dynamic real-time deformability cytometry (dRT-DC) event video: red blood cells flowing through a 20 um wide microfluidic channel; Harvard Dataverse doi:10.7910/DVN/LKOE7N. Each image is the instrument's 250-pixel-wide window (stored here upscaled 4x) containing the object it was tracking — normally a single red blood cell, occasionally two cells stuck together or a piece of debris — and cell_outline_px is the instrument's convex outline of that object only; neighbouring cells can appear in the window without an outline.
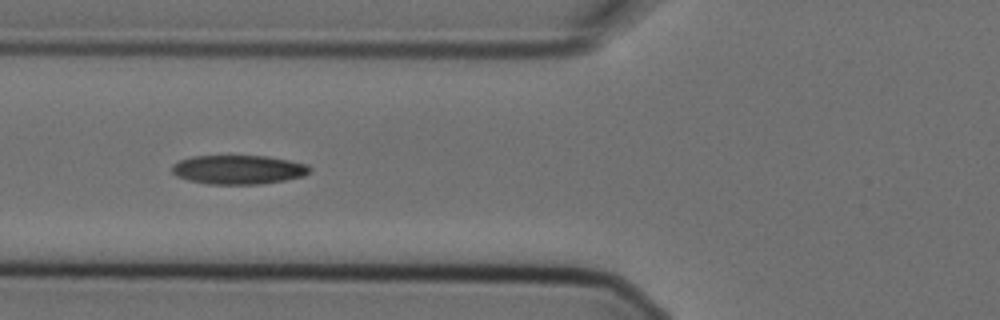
{"species": "Egyptian fruit bat (a non-hibernating species)", "species_latin": "Rousettus aegyptiacus", "temperature_condition": "cold", "stored_images_in_passage": 10, "camera_frame_rate_fps": 3000, "um_per_image_px": 0.085, "animal": {"sex": "female"}, "frame": {"image": 1, "passage_image": 5, "time_ms": 1.333, "image_size_px": [1000, 320], "cell_outline_px": [[312, 168], [304, 176], [284, 180], [260, 184], [208, 184], [188, 180], [176, 176], [172, 172], [172, 164], [180, 160], [192, 156], [268, 156], [308, 164]], "centroid_in_image_um": [20.26, 14.42], "position_along_channel_um": 105.5, "area_um2": 23.35}}
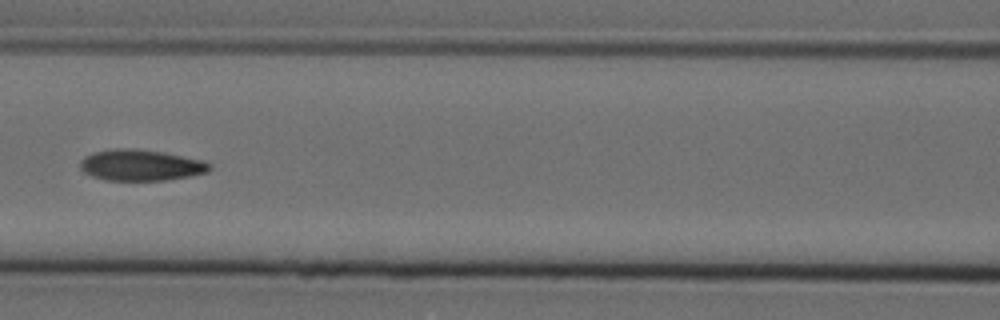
{"frame": {"image": 2, "passage_image": 6, "time_ms": 1.667, "image_size_px": [1000, 320], "cell_outline_px": [[212, 168], [208, 172], [188, 176], [164, 180], [104, 180], [92, 176], [84, 172], [80, 168], [80, 160], [84, 156], [92, 152], [116, 148], [136, 148], [164, 152], [204, 160], [212, 164]], "centroid_in_image_um": [11.97, 14.02], "position_along_channel_um": 154.6, "area_um2": 23.7}}
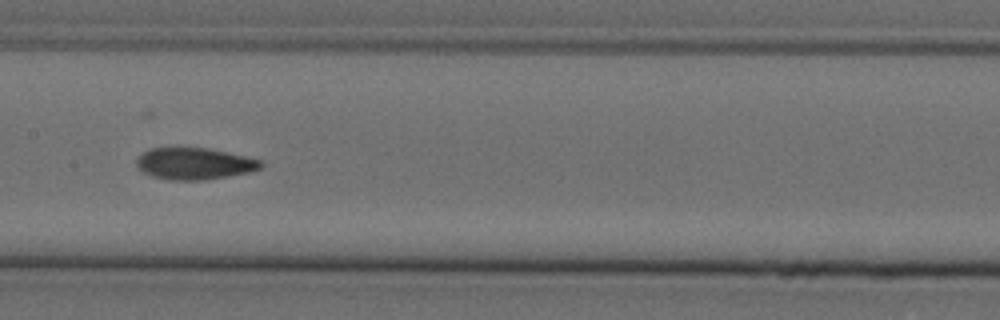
{"frame": {"image": 3, "passage_image": 7, "time_ms": 2.0, "image_size_px": [1000, 320], "cell_outline_px": [[264, 164], [260, 168], [248, 172], [228, 176], [204, 180], [168, 180], [152, 176], [144, 172], [136, 164], [136, 160], [148, 148], [208, 148], [264, 160]], "centroid_in_image_um": [16.55, 13.91], "position_along_channel_um": 190.9, "area_um2": 22.89}}